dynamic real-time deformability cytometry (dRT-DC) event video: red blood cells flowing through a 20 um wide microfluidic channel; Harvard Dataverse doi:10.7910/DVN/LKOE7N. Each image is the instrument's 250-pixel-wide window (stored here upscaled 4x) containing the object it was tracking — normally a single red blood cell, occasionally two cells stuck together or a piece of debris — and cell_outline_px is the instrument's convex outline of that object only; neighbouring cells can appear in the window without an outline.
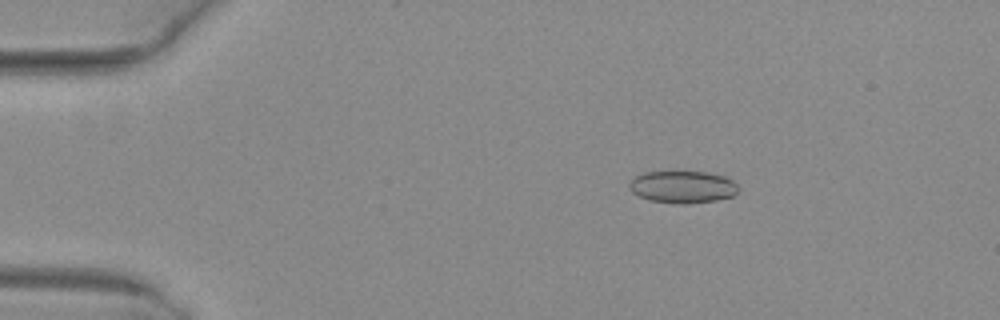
{"species": "common noctule bat (a hibernating species)", "species_latin": "Nyctalus noctula", "temperature_condition": "warm", "stored_images_in_passage": 45, "camera_frame_rate_fps": 3000, "um_per_image_px": 0.085, "animal": {"sex": "female", "body_mass_g": 29.2, "forearm_length_mm": 56.3}, "frame": {"image": 1, "passage_image": 2, "time_ms": 0.333, "image_size_px": [1000, 320], "cell_outline_px": [[740, 188], [732, 196], [716, 200], [684, 204], [680, 204], [648, 200], [632, 192], [628, 188], [628, 184], [636, 176], [644, 172], [708, 172], [724, 176], [732, 180]], "centroid_in_image_um": [58.02, 15.89], "position_along_channel_um": 27.0, "area_um2": 20.4}}
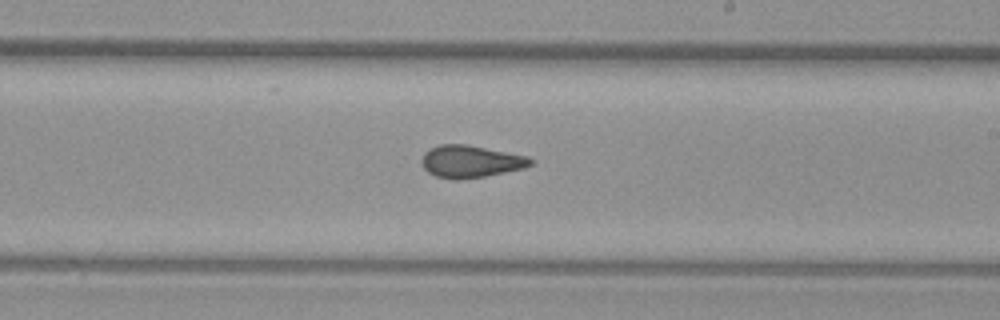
{"frame": {"image": 2, "passage_image": 24, "time_ms": 7.667, "image_size_px": [1000, 320], "cell_outline_px": [[536, 160], [532, 164], [524, 168], [484, 176], [460, 180], [456, 180], [436, 176], [428, 172], [420, 164], [420, 160], [424, 152], [428, 148], [440, 144], [468, 144], [528, 156]], "centroid_in_image_um": [39.98, 13.71], "position_along_channel_um": 249.0, "area_um2": 20.75}}
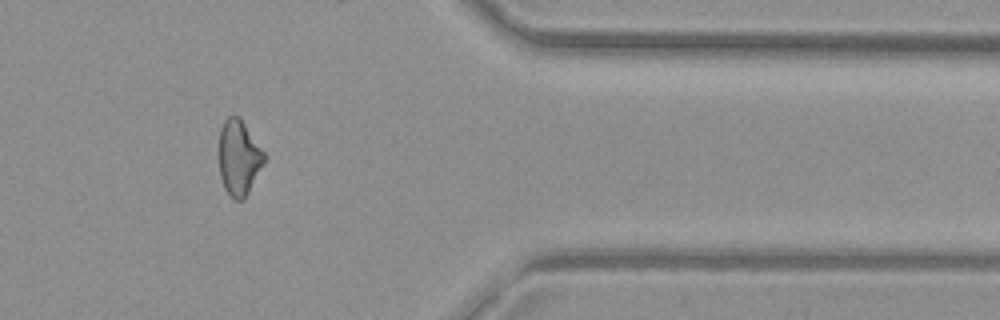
{"frame": {"image": 3, "passage_image": 36, "time_ms": 11.667, "image_size_px": [1000, 320], "cell_outline_px": [[268, 156], [264, 164], [244, 200], [236, 200], [224, 188], [220, 176], [220, 128], [224, 120], [228, 116], [240, 116]], "centroid_in_image_um": [20.34, 13.37], "position_along_channel_um": 391.1, "area_um2": 20.0}, "authors_computed_cell_mechanics": {"area_um2": 20.6924, "velocity_mm_per_s": 4.0545, "shape_relaxation_time_tau1_ms": null, "shape_relaxation_time_tau2_ms": 1.2315, "deformation_change_tau1": null, "deformation_change_tau2": 0.0629}}